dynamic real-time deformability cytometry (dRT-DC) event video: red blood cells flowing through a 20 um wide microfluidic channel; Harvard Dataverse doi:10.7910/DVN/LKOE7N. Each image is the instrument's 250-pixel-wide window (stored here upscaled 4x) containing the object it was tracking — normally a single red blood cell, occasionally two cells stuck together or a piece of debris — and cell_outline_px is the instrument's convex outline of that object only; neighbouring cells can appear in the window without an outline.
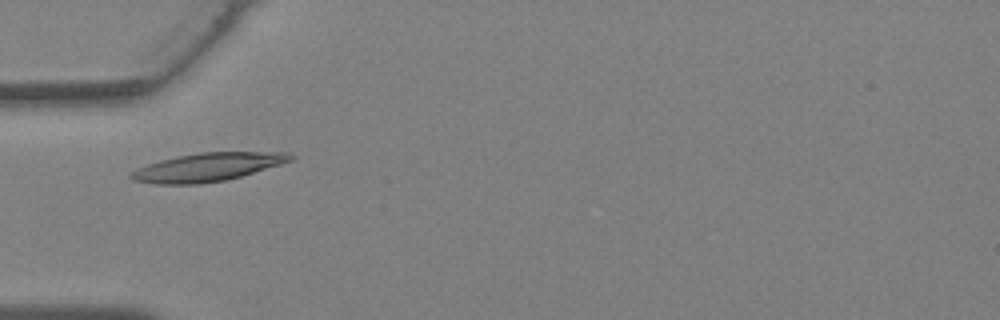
{"species": "Egyptian fruit bat (a non-hibernating species)", "species_latin": "Rousettus aegyptiacus", "temperature_condition": "warm", "stored_images_in_passage": 4, "camera_frame_rate_fps": 3000, "um_per_image_px": 0.085, "animal": {"sex": "female"}, "frame": {"image": 1, "passage_image": 1, "time_ms": 0.0, "image_size_px": [1000, 320], "cell_outline_px": [[296, 156], [292, 160], [280, 164], [240, 176], [224, 180], [200, 184], [156, 184], [132, 180], [128, 176], [136, 168], [160, 160], [200, 152], [292, 152]], "centroid_in_image_um": [17.64, 14.2], "position_along_channel_um": 67.4, "area_um2": 26.13}}
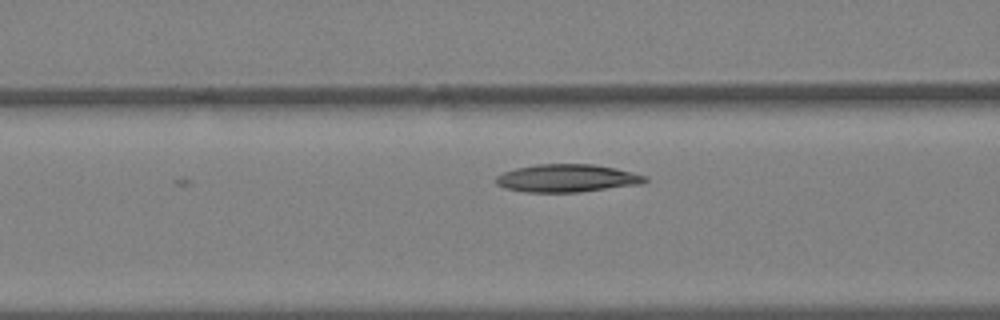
{"frame": {"image": 2, "passage_image": 4, "time_ms": 1.0, "image_size_px": [1000, 320], "cell_outline_px": [[648, 180], [644, 184], [580, 192], [524, 192], [504, 188], [496, 184], [496, 176], [504, 172], [516, 168], [536, 164], [592, 164], [616, 168], [648, 176]], "centroid_in_image_um": [48.23, 15.15], "position_along_channel_um": 118.4, "area_um2": 24.39}}